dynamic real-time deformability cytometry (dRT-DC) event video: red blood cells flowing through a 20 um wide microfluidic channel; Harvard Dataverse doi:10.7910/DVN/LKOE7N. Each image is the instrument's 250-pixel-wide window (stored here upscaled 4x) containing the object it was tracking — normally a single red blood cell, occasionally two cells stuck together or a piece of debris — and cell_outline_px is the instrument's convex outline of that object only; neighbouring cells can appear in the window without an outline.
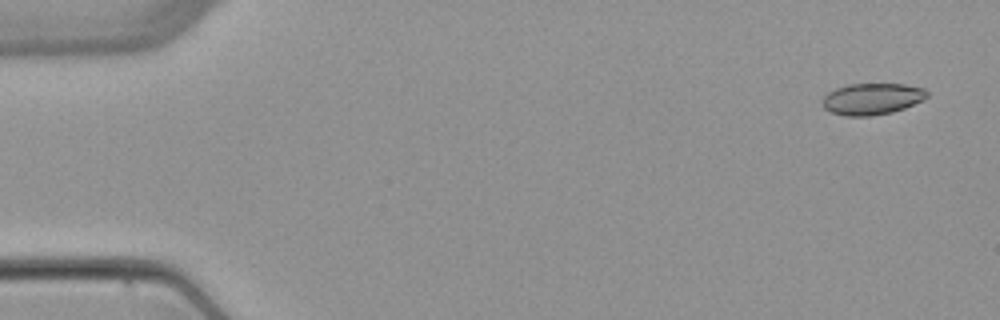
{"species": "common noctule bat (a hibernating species)", "species_latin": "Nyctalus noctula", "temperature_condition": "warm", "stored_images_in_passage": 5, "camera_frame_rate_fps": 3000, "um_per_image_px": 0.085, "animal": {"sex": "female", "body_mass_g": 22.7, "forearm_length_mm": 54.2}, "frame": {"image": 1, "passage_image": 1, "time_ms": 0.0, "image_size_px": [1000, 320], "cell_outline_px": [[928, 96], [924, 100], [904, 108], [892, 112], [872, 116], [844, 116], [832, 112], [824, 108], [820, 100], [828, 92], [836, 88], [848, 84], [904, 84], [924, 88], [928, 92]], "centroid_in_image_um": [74.12, 8.4], "position_along_channel_um": 10.9, "area_um2": 19.36}}
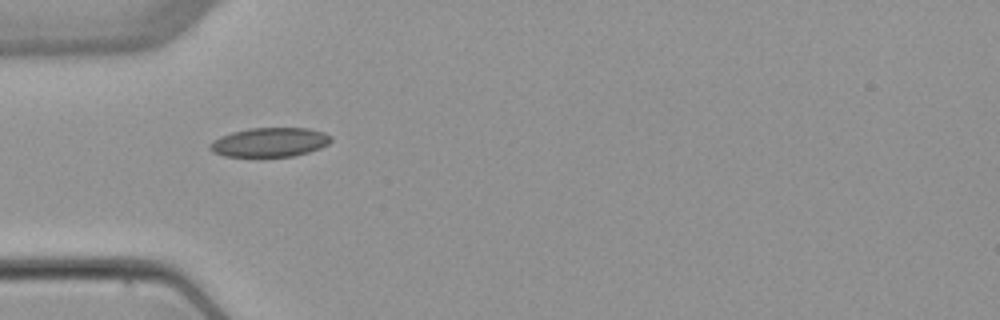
{"frame": {"image": 2, "passage_image": 4, "time_ms": 4.667, "image_size_px": [1000, 320], "cell_outline_px": [[332, 140], [328, 144], [320, 148], [308, 152], [292, 156], [224, 156], [212, 152], [208, 148], [208, 144], [212, 140], [220, 136], [232, 132], [248, 128], [308, 128], [324, 132], [332, 136]], "centroid_in_image_um": [22.9, 12.08], "position_along_channel_um": 62.1, "area_um2": 20.69}}
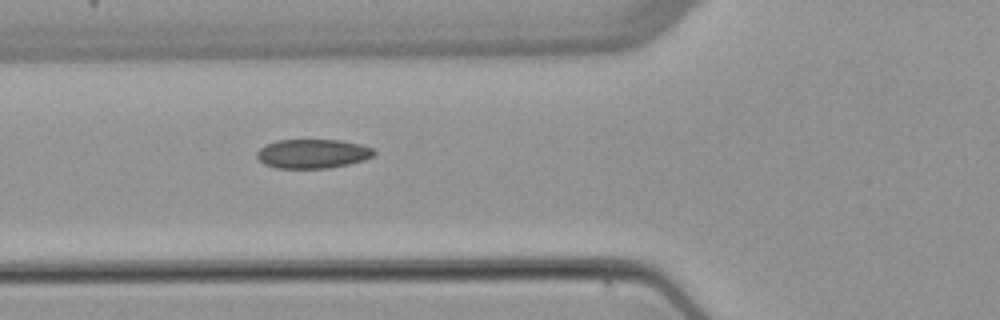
{"frame": {"image": 3, "passage_image": 5, "time_ms": 5.667, "image_size_px": [1000, 320], "cell_outline_px": [[376, 152], [372, 156], [364, 160], [348, 164], [328, 168], [276, 168], [264, 164], [256, 156], [256, 152], [260, 148], [276, 140], [340, 140], [360, 144], [372, 148]], "centroid_in_image_um": [26.57, 13.06], "position_along_channel_um": 99.2, "area_um2": 19.83}}